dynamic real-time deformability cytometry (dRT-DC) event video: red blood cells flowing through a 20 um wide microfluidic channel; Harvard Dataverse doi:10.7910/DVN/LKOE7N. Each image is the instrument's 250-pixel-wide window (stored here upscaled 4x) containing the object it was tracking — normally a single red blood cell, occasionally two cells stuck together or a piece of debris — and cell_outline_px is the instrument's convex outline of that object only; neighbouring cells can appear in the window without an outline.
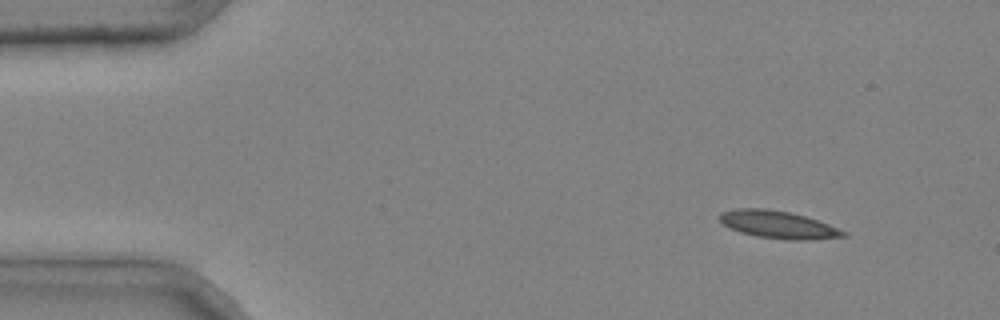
{"species": "common noctule bat (a hibernating species)", "species_latin": "Nyctalus noctula", "temperature_condition": "cold", "stored_images_in_passage": 2, "camera_frame_rate_fps": 3000, "um_per_image_px": 0.085, "animal": {"sex": "male", "body_mass_g": 20.4}, "frame": {"image": 1, "passage_image": 1, "time_ms": 0.0, "image_size_px": [1000, 320], "cell_outline_px": [[848, 236], [812, 240], [788, 240], [756, 236], [740, 232], [724, 224], [720, 220], [720, 212], [736, 208], [764, 208], [788, 212], [804, 216], [828, 224], [848, 232]], "centroid_in_image_um": [66.17, 19.1], "position_along_channel_um": 18.8, "area_um2": 19.77}}